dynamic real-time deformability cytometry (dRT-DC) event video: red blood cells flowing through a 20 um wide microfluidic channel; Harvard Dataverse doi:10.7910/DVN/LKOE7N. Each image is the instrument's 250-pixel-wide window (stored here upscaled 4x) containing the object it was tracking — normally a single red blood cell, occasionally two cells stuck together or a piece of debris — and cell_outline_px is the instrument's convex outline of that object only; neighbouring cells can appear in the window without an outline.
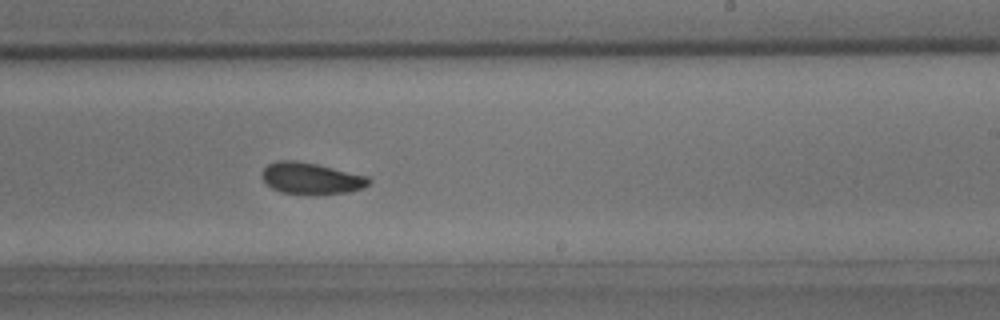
{"species": "common noctule bat (a hibernating species)", "species_latin": "Nyctalus noctula", "temperature_condition": "room temperature", "stored_images_in_passage": 46, "camera_frame_rate_fps": 3000, "um_per_image_px": 0.085, "animal": {"sex": "male", "body_mass_g": 15.6}, "frame": {"image": 1, "passage_image": 27, "time_ms": 8.667, "image_size_px": [1000, 320], "cell_outline_px": [[372, 180], [368, 184], [360, 188], [348, 192], [280, 192], [272, 188], [260, 176], [264, 168], [268, 164], [276, 160], [296, 160], [316, 164], [368, 176]], "centroid_in_image_um": [26.41, 15.11], "position_along_channel_um": 262.6, "area_um2": 18.9}}